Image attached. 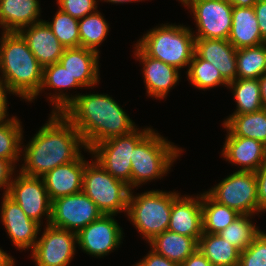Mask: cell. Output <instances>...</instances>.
Instances as JSON below:
<instances>
[{"label":"cell","instance_id":"cell-1","mask_svg":"<svg viewBox=\"0 0 266 266\" xmlns=\"http://www.w3.org/2000/svg\"><path fill=\"white\" fill-rule=\"evenodd\" d=\"M47 123L22 148L24 164L19 171L30 177H42L57 166L70 163L86 145L73 124L62 114L52 113Z\"/></svg>","mask_w":266,"mask_h":266},{"label":"cell","instance_id":"cell-2","mask_svg":"<svg viewBox=\"0 0 266 266\" xmlns=\"http://www.w3.org/2000/svg\"><path fill=\"white\" fill-rule=\"evenodd\" d=\"M62 114L78 130L88 150L101 141L137 129L133 120L108 94L71 95V103Z\"/></svg>","mask_w":266,"mask_h":266},{"label":"cell","instance_id":"cell-3","mask_svg":"<svg viewBox=\"0 0 266 266\" xmlns=\"http://www.w3.org/2000/svg\"><path fill=\"white\" fill-rule=\"evenodd\" d=\"M0 80L11 94L30 101L42 84L43 66L19 32H2L0 38Z\"/></svg>","mask_w":266,"mask_h":266},{"label":"cell","instance_id":"cell-4","mask_svg":"<svg viewBox=\"0 0 266 266\" xmlns=\"http://www.w3.org/2000/svg\"><path fill=\"white\" fill-rule=\"evenodd\" d=\"M162 24L147 31L136 43L148 56L181 70L195 54V37L183 24ZM190 28V29H189Z\"/></svg>","mask_w":266,"mask_h":266},{"label":"cell","instance_id":"cell-5","mask_svg":"<svg viewBox=\"0 0 266 266\" xmlns=\"http://www.w3.org/2000/svg\"><path fill=\"white\" fill-rule=\"evenodd\" d=\"M182 151V148L175 146L153 129L133 149L130 159L131 190L148 181L163 178Z\"/></svg>","mask_w":266,"mask_h":266},{"label":"cell","instance_id":"cell-6","mask_svg":"<svg viewBox=\"0 0 266 266\" xmlns=\"http://www.w3.org/2000/svg\"><path fill=\"white\" fill-rule=\"evenodd\" d=\"M180 193L150 190L133 195L128 200L127 216L146 241L168 230L172 202Z\"/></svg>","mask_w":266,"mask_h":266},{"label":"cell","instance_id":"cell-7","mask_svg":"<svg viewBox=\"0 0 266 266\" xmlns=\"http://www.w3.org/2000/svg\"><path fill=\"white\" fill-rule=\"evenodd\" d=\"M82 191L103 214L127 213L130 187L114 178L95 160L85 166Z\"/></svg>","mask_w":266,"mask_h":266},{"label":"cell","instance_id":"cell-8","mask_svg":"<svg viewBox=\"0 0 266 266\" xmlns=\"http://www.w3.org/2000/svg\"><path fill=\"white\" fill-rule=\"evenodd\" d=\"M151 127H137L132 133L110 138L86 150L114 178L123 181L131 189V158L133 149L152 131Z\"/></svg>","mask_w":266,"mask_h":266},{"label":"cell","instance_id":"cell-9","mask_svg":"<svg viewBox=\"0 0 266 266\" xmlns=\"http://www.w3.org/2000/svg\"><path fill=\"white\" fill-rule=\"evenodd\" d=\"M205 192L239 214L259 213L255 172L237 170Z\"/></svg>","mask_w":266,"mask_h":266},{"label":"cell","instance_id":"cell-10","mask_svg":"<svg viewBox=\"0 0 266 266\" xmlns=\"http://www.w3.org/2000/svg\"><path fill=\"white\" fill-rule=\"evenodd\" d=\"M182 5L193 13L195 38L228 40L233 10L228 0H186Z\"/></svg>","mask_w":266,"mask_h":266},{"label":"cell","instance_id":"cell-11","mask_svg":"<svg viewBox=\"0 0 266 266\" xmlns=\"http://www.w3.org/2000/svg\"><path fill=\"white\" fill-rule=\"evenodd\" d=\"M103 213L83 192L52 201L50 225L78 233Z\"/></svg>","mask_w":266,"mask_h":266},{"label":"cell","instance_id":"cell-12","mask_svg":"<svg viewBox=\"0 0 266 266\" xmlns=\"http://www.w3.org/2000/svg\"><path fill=\"white\" fill-rule=\"evenodd\" d=\"M10 184L7 195L12 198L22 211L41 225L42 216H46L47 225L51 220L52 202L49 198L42 177H30L18 171Z\"/></svg>","mask_w":266,"mask_h":266},{"label":"cell","instance_id":"cell-13","mask_svg":"<svg viewBox=\"0 0 266 266\" xmlns=\"http://www.w3.org/2000/svg\"><path fill=\"white\" fill-rule=\"evenodd\" d=\"M31 257L36 266H68L76 252L77 233L47 225Z\"/></svg>","mask_w":266,"mask_h":266},{"label":"cell","instance_id":"cell-14","mask_svg":"<svg viewBox=\"0 0 266 266\" xmlns=\"http://www.w3.org/2000/svg\"><path fill=\"white\" fill-rule=\"evenodd\" d=\"M114 216L103 214L77 233V244L83 252L103 257L119 248L123 243V230Z\"/></svg>","mask_w":266,"mask_h":266},{"label":"cell","instance_id":"cell-15","mask_svg":"<svg viewBox=\"0 0 266 266\" xmlns=\"http://www.w3.org/2000/svg\"><path fill=\"white\" fill-rule=\"evenodd\" d=\"M1 222L14 246L20 250L34 248L41 225L30 219L21 207L7 194H3L1 202ZM39 232V233H38Z\"/></svg>","mask_w":266,"mask_h":266},{"label":"cell","instance_id":"cell-16","mask_svg":"<svg viewBox=\"0 0 266 266\" xmlns=\"http://www.w3.org/2000/svg\"><path fill=\"white\" fill-rule=\"evenodd\" d=\"M134 57L142 63V74L146 86L147 96L155 97L156 100L165 99L170 89L174 87L180 79V70L166 64L161 60L148 56L137 44L134 45Z\"/></svg>","mask_w":266,"mask_h":266},{"label":"cell","instance_id":"cell-17","mask_svg":"<svg viewBox=\"0 0 266 266\" xmlns=\"http://www.w3.org/2000/svg\"><path fill=\"white\" fill-rule=\"evenodd\" d=\"M168 230L199 240L203 234L200 194L194 197L179 194L173 200Z\"/></svg>","mask_w":266,"mask_h":266},{"label":"cell","instance_id":"cell-18","mask_svg":"<svg viewBox=\"0 0 266 266\" xmlns=\"http://www.w3.org/2000/svg\"><path fill=\"white\" fill-rule=\"evenodd\" d=\"M83 156L81 154L74 161L57 166L42 176L51 202L82 191L83 172L89 162Z\"/></svg>","mask_w":266,"mask_h":266},{"label":"cell","instance_id":"cell-19","mask_svg":"<svg viewBox=\"0 0 266 266\" xmlns=\"http://www.w3.org/2000/svg\"><path fill=\"white\" fill-rule=\"evenodd\" d=\"M19 33L27 41L30 51L43 67L59 62L65 47L53 34L45 20L23 27Z\"/></svg>","mask_w":266,"mask_h":266},{"label":"cell","instance_id":"cell-20","mask_svg":"<svg viewBox=\"0 0 266 266\" xmlns=\"http://www.w3.org/2000/svg\"><path fill=\"white\" fill-rule=\"evenodd\" d=\"M221 152L226 161L240 166L239 171L256 172L266 162L265 144L252 138L226 136Z\"/></svg>","mask_w":266,"mask_h":266},{"label":"cell","instance_id":"cell-21","mask_svg":"<svg viewBox=\"0 0 266 266\" xmlns=\"http://www.w3.org/2000/svg\"><path fill=\"white\" fill-rule=\"evenodd\" d=\"M236 51L227 39H195V53L217 68L228 83L237 79Z\"/></svg>","mask_w":266,"mask_h":266},{"label":"cell","instance_id":"cell-22","mask_svg":"<svg viewBox=\"0 0 266 266\" xmlns=\"http://www.w3.org/2000/svg\"><path fill=\"white\" fill-rule=\"evenodd\" d=\"M99 54L84 47L65 48L59 63L67 69L82 87L99 83Z\"/></svg>","mask_w":266,"mask_h":266},{"label":"cell","instance_id":"cell-23","mask_svg":"<svg viewBox=\"0 0 266 266\" xmlns=\"http://www.w3.org/2000/svg\"><path fill=\"white\" fill-rule=\"evenodd\" d=\"M79 89L83 88L77 80L71 76V74L64 68L59 62L54 63L48 66L43 67V77H42V84L39 89V92L29 101H33L42 93L44 89H54L58 90L55 94H49L51 97L50 102L52 104V112L51 113H62L63 110L71 103V97L66 94L67 92H63L67 89Z\"/></svg>","mask_w":266,"mask_h":266},{"label":"cell","instance_id":"cell-24","mask_svg":"<svg viewBox=\"0 0 266 266\" xmlns=\"http://www.w3.org/2000/svg\"><path fill=\"white\" fill-rule=\"evenodd\" d=\"M39 0H0V24L3 32H19L23 27L38 23Z\"/></svg>","mask_w":266,"mask_h":266},{"label":"cell","instance_id":"cell-25","mask_svg":"<svg viewBox=\"0 0 266 266\" xmlns=\"http://www.w3.org/2000/svg\"><path fill=\"white\" fill-rule=\"evenodd\" d=\"M228 41L236 49L255 47L266 42L261 36L253 7H233Z\"/></svg>","mask_w":266,"mask_h":266},{"label":"cell","instance_id":"cell-26","mask_svg":"<svg viewBox=\"0 0 266 266\" xmlns=\"http://www.w3.org/2000/svg\"><path fill=\"white\" fill-rule=\"evenodd\" d=\"M148 243L154 252L179 266L198 249V241L195 238L169 230L158 234Z\"/></svg>","mask_w":266,"mask_h":266},{"label":"cell","instance_id":"cell-27","mask_svg":"<svg viewBox=\"0 0 266 266\" xmlns=\"http://www.w3.org/2000/svg\"><path fill=\"white\" fill-rule=\"evenodd\" d=\"M226 136L246 137L266 145V108L244 114H232L223 121Z\"/></svg>","mask_w":266,"mask_h":266},{"label":"cell","instance_id":"cell-28","mask_svg":"<svg viewBox=\"0 0 266 266\" xmlns=\"http://www.w3.org/2000/svg\"><path fill=\"white\" fill-rule=\"evenodd\" d=\"M198 250L213 266H238L240 251L218 234L203 233Z\"/></svg>","mask_w":266,"mask_h":266},{"label":"cell","instance_id":"cell-29","mask_svg":"<svg viewBox=\"0 0 266 266\" xmlns=\"http://www.w3.org/2000/svg\"><path fill=\"white\" fill-rule=\"evenodd\" d=\"M203 233L218 234L240 214L212 199L206 192L201 194Z\"/></svg>","mask_w":266,"mask_h":266},{"label":"cell","instance_id":"cell-30","mask_svg":"<svg viewBox=\"0 0 266 266\" xmlns=\"http://www.w3.org/2000/svg\"><path fill=\"white\" fill-rule=\"evenodd\" d=\"M228 88L233 90L236 110L232 114H244L259 111L264 108L259 79H240L228 83Z\"/></svg>","mask_w":266,"mask_h":266},{"label":"cell","instance_id":"cell-31","mask_svg":"<svg viewBox=\"0 0 266 266\" xmlns=\"http://www.w3.org/2000/svg\"><path fill=\"white\" fill-rule=\"evenodd\" d=\"M237 78L260 79L266 73V42L236 51Z\"/></svg>","mask_w":266,"mask_h":266},{"label":"cell","instance_id":"cell-32","mask_svg":"<svg viewBox=\"0 0 266 266\" xmlns=\"http://www.w3.org/2000/svg\"><path fill=\"white\" fill-rule=\"evenodd\" d=\"M17 116L0 122V159L9 160L14 166L22 156L23 128ZM22 146V147H21ZM21 153V155H20Z\"/></svg>","mask_w":266,"mask_h":266},{"label":"cell","instance_id":"cell-33","mask_svg":"<svg viewBox=\"0 0 266 266\" xmlns=\"http://www.w3.org/2000/svg\"><path fill=\"white\" fill-rule=\"evenodd\" d=\"M109 28L108 22L98 10L79 19L80 47L93 50L99 54L98 47L105 40Z\"/></svg>","mask_w":266,"mask_h":266},{"label":"cell","instance_id":"cell-34","mask_svg":"<svg viewBox=\"0 0 266 266\" xmlns=\"http://www.w3.org/2000/svg\"><path fill=\"white\" fill-rule=\"evenodd\" d=\"M186 74L188 81L198 90L205 91L220 85L228 87V82L222 77L219 70L210 62L201 59L196 53L189 64V68H187Z\"/></svg>","mask_w":266,"mask_h":266},{"label":"cell","instance_id":"cell-35","mask_svg":"<svg viewBox=\"0 0 266 266\" xmlns=\"http://www.w3.org/2000/svg\"><path fill=\"white\" fill-rule=\"evenodd\" d=\"M254 215L240 214L229 226L218 233L225 241L244 251L261 232L259 227L250 220ZM253 222V223H252Z\"/></svg>","mask_w":266,"mask_h":266},{"label":"cell","instance_id":"cell-36","mask_svg":"<svg viewBox=\"0 0 266 266\" xmlns=\"http://www.w3.org/2000/svg\"><path fill=\"white\" fill-rule=\"evenodd\" d=\"M45 22L65 48L80 47L79 19L58 9L52 22Z\"/></svg>","mask_w":266,"mask_h":266},{"label":"cell","instance_id":"cell-37","mask_svg":"<svg viewBox=\"0 0 266 266\" xmlns=\"http://www.w3.org/2000/svg\"><path fill=\"white\" fill-rule=\"evenodd\" d=\"M238 266H266V233L261 231L253 242L240 252Z\"/></svg>","mask_w":266,"mask_h":266},{"label":"cell","instance_id":"cell-38","mask_svg":"<svg viewBox=\"0 0 266 266\" xmlns=\"http://www.w3.org/2000/svg\"><path fill=\"white\" fill-rule=\"evenodd\" d=\"M97 2V0H57V5L61 11L81 19L97 11Z\"/></svg>","mask_w":266,"mask_h":266},{"label":"cell","instance_id":"cell-39","mask_svg":"<svg viewBox=\"0 0 266 266\" xmlns=\"http://www.w3.org/2000/svg\"><path fill=\"white\" fill-rule=\"evenodd\" d=\"M259 212H266V162L255 172Z\"/></svg>","mask_w":266,"mask_h":266},{"label":"cell","instance_id":"cell-40","mask_svg":"<svg viewBox=\"0 0 266 266\" xmlns=\"http://www.w3.org/2000/svg\"><path fill=\"white\" fill-rule=\"evenodd\" d=\"M15 168L9 160L0 159V188L5 189L3 194L8 193Z\"/></svg>","mask_w":266,"mask_h":266},{"label":"cell","instance_id":"cell-41","mask_svg":"<svg viewBox=\"0 0 266 266\" xmlns=\"http://www.w3.org/2000/svg\"><path fill=\"white\" fill-rule=\"evenodd\" d=\"M133 266H179L177 263L168 260L166 257L161 256L154 252L152 249L138 263Z\"/></svg>","mask_w":266,"mask_h":266},{"label":"cell","instance_id":"cell-42","mask_svg":"<svg viewBox=\"0 0 266 266\" xmlns=\"http://www.w3.org/2000/svg\"><path fill=\"white\" fill-rule=\"evenodd\" d=\"M262 38L266 41V0H258L253 6Z\"/></svg>","mask_w":266,"mask_h":266},{"label":"cell","instance_id":"cell-43","mask_svg":"<svg viewBox=\"0 0 266 266\" xmlns=\"http://www.w3.org/2000/svg\"><path fill=\"white\" fill-rule=\"evenodd\" d=\"M180 266H213L197 249Z\"/></svg>","mask_w":266,"mask_h":266},{"label":"cell","instance_id":"cell-44","mask_svg":"<svg viewBox=\"0 0 266 266\" xmlns=\"http://www.w3.org/2000/svg\"><path fill=\"white\" fill-rule=\"evenodd\" d=\"M11 92L7 89L5 84L0 80V122L7 120V95Z\"/></svg>","mask_w":266,"mask_h":266},{"label":"cell","instance_id":"cell-45","mask_svg":"<svg viewBox=\"0 0 266 266\" xmlns=\"http://www.w3.org/2000/svg\"><path fill=\"white\" fill-rule=\"evenodd\" d=\"M14 263L15 261L12 256L0 248V266H14Z\"/></svg>","mask_w":266,"mask_h":266},{"label":"cell","instance_id":"cell-46","mask_svg":"<svg viewBox=\"0 0 266 266\" xmlns=\"http://www.w3.org/2000/svg\"><path fill=\"white\" fill-rule=\"evenodd\" d=\"M233 7H253L258 0H228Z\"/></svg>","mask_w":266,"mask_h":266},{"label":"cell","instance_id":"cell-47","mask_svg":"<svg viewBox=\"0 0 266 266\" xmlns=\"http://www.w3.org/2000/svg\"><path fill=\"white\" fill-rule=\"evenodd\" d=\"M261 98L264 108H266V73L259 79Z\"/></svg>","mask_w":266,"mask_h":266},{"label":"cell","instance_id":"cell-48","mask_svg":"<svg viewBox=\"0 0 266 266\" xmlns=\"http://www.w3.org/2000/svg\"><path fill=\"white\" fill-rule=\"evenodd\" d=\"M100 1H103V0H100ZM138 1L140 2V1H142V0H104V2H107V3L109 2V3H113V4H114V3H115V4H117V3H118V4H119V3H120V4H123V3H127V2H128V3H129V2L132 3V2H138Z\"/></svg>","mask_w":266,"mask_h":266},{"label":"cell","instance_id":"cell-49","mask_svg":"<svg viewBox=\"0 0 266 266\" xmlns=\"http://www.w3.org/2000/svg\"><path fill=\"white\" fill-rule=\"evenodd\" d=\"M182 4L186 1V0H179Z\"/></svg>","mask_w":266,"mask_h":266}]
</instances>
